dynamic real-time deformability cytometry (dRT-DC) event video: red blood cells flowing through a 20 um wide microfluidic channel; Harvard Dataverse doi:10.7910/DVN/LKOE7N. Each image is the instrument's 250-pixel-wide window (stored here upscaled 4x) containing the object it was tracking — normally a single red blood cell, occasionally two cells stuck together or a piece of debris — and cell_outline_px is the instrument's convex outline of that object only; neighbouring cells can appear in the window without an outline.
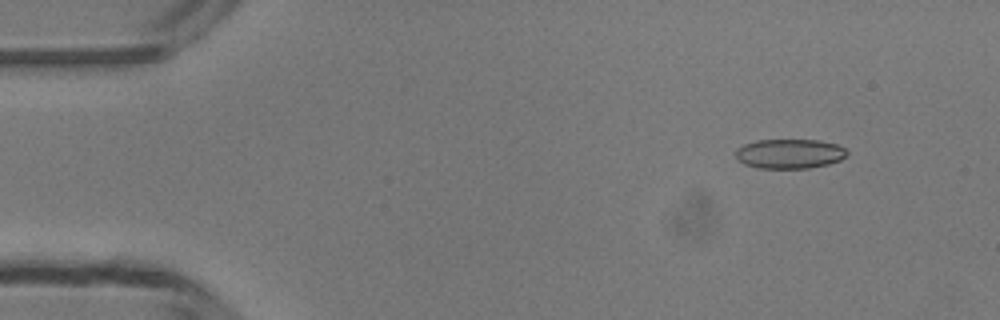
{"species": "common noctule bat (a hibernating species)", "species_latin": "Nyctalus noctula", "temperature_condition": "room temperature", "stored_images_in_passage": 11, "camera_frame_rate_fps": 3000, "um_per_image_px": 0.085, "animal": {"sex": "male", "body_mass_g": 13.3}, "frame": {"image": 1, "passage_image": 5, "time_ms": 1.333, "image_size_px": [1000, 320], "cell_outline_px": [[848, 152], [840, 160], [828, 164], [808, 168], [760, 168], [744, 164], [736, 160], [736, 148], [744, 144], [756, 140], [816, 140], [836, 144], [844, 148]], "centroid_in_image_um": [67.07, 13.07], "position_along_channel_um": 17.9, "area_um2": 19.13}}